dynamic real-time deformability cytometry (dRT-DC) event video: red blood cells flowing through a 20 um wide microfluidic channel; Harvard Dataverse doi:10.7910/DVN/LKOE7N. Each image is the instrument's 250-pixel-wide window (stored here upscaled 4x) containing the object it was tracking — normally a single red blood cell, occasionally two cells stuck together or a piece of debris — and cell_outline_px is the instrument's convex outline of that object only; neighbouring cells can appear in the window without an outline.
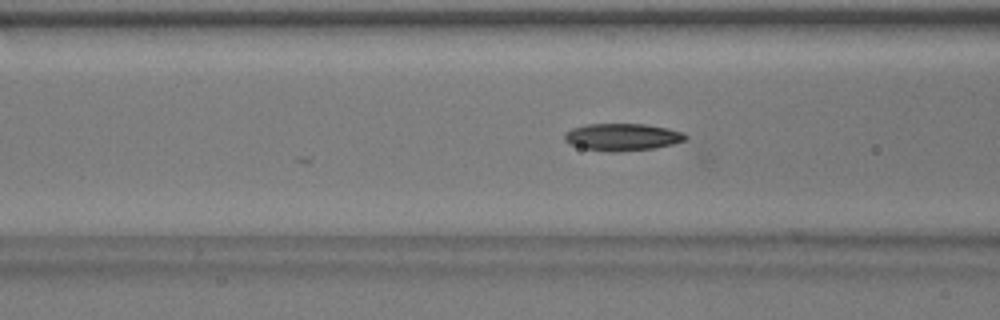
{"species": "common noctule bat (a hibernating species)", "species_latin": "Nyctalus noctula", "temperature_condition": "warm", "stored_images_in_passage": 26, "camera_frame_rate_fps": 3000, "um_per_image_px": 0.085, "animal": {"sex": "male", "body_mass_g": 17.9}, "frame": {"image": 1, "passage_image": 4, "time_ms": 1.0, "image_size_px": [1000, 320], "cell_outline_px": [[688, 140], [656, 148], [620, 152], [608, 152], [584, 148], [568, 144], [564, 140], [564, 132], [572, 128], [584, 124], [644, 124], [668, 128], [684, 132], [688, 136]], "centroid_in_image_um": [52.9, 11.65], "position_along_channel_um": 113.7, "area_um2": 19.54}}
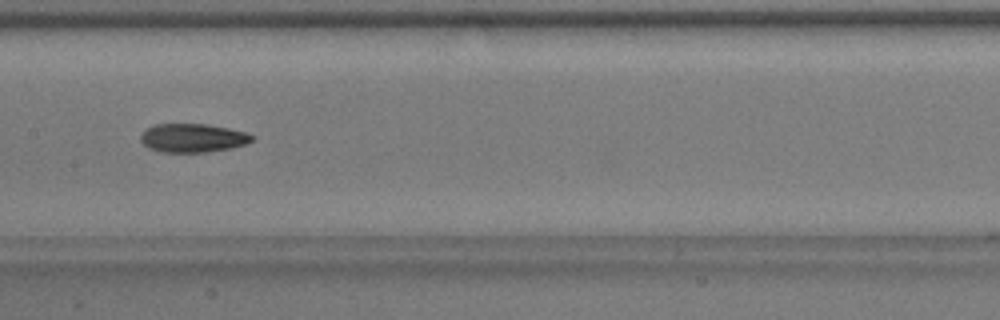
{"frame": {"image": 2, "passage_image": 10, "time_ms": 3.0, "image_size_px": [1000, 320], "cell_outline_px": [[256, 136], [252, 140], [244, 144], [232, 148], [204, 152], [160, 152], [148, 148], [140, 140], [140, 136], [148, 128], [156, 124], [208, 124], [228, 128], [244, 132]], "centroid_in_image_um": [16.38, 11.73], "position_along_channel_um": 191.0, "area_um2": 18.5}}
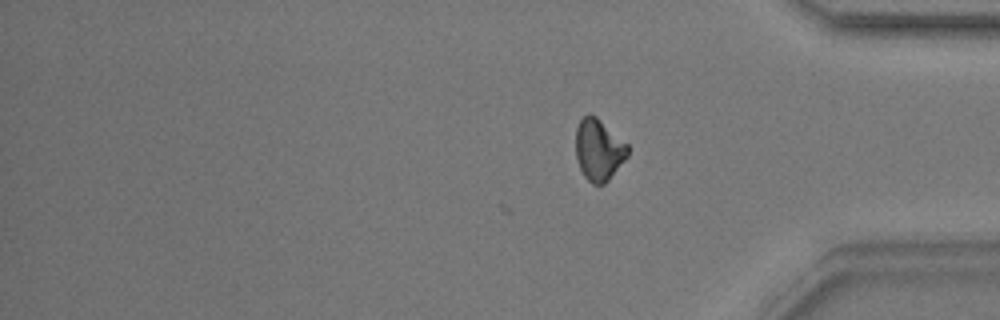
{"frame": {"image": 3, "passage_image": 26, "time_ms": 8.333, "image_size_px": [1000, 320], "cell_outline_px": [[628, 156], [608, 180], [604, 184], [592, 184], [584, 176], [580, 168], [576, 156], [576, 128], [580, 120], [588, 112], [596, 116], [628, 144]], "centroid_in_image_um": [50.89, 12.72], "position_along_channel_um": 384.3, "area_um2": 18.61}}